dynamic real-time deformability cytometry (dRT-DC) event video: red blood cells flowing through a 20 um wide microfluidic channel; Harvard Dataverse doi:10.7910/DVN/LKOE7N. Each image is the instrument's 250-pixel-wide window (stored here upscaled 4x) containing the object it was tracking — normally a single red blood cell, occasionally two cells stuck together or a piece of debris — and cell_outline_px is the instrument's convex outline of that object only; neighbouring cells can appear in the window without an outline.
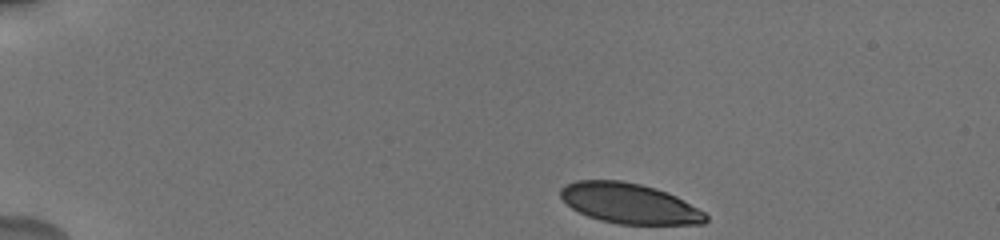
{"species": "human", "species_latin": "Homo sapiens", "temperature_condition": "cold", "stored_images_in_passage": 13, "camera_frame_rate_fps": 3000, "um_per_image_px": 0.085, "donor": {"sex": "male"}, "frame": {"image": 1, "passage_image": 1, "time_ms": 0.0, "image_size_px": [1000, 240], "cell_outline_px": [[708, 220], [704, 224], [616, 224], [600, 220], [588, 216], [572, 208], [560, 196], [560, 188], [576, 180], [620, 180], [640, 184], [656, 188], [676, 196], [684, 200], [704, 212], [708, 216]], "centroid_in_image_um": [53.51, 17.29], "position_along_channel_um": 31.5, "area_um2": 33.99}}